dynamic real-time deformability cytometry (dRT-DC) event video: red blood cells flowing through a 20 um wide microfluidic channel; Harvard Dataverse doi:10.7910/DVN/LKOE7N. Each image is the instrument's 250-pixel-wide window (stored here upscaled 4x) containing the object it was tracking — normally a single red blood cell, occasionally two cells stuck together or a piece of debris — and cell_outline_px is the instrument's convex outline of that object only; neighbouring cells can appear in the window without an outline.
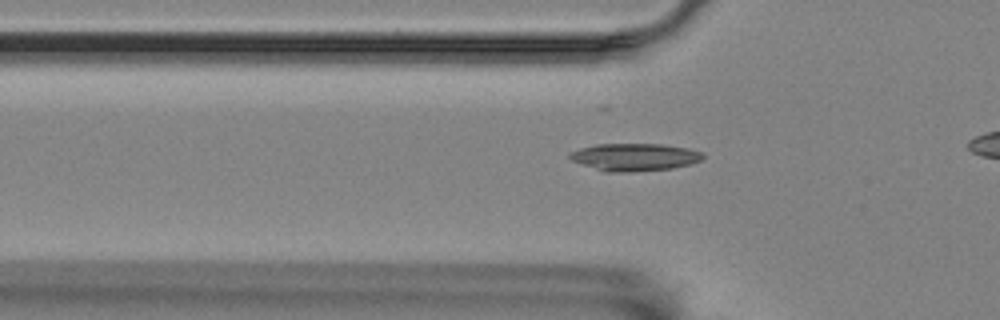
{"species": "Egyptian fruit bat (a non-hibernating species)", "species_latin": "Rousettus aegyptiacus", "temperature_condition": "room temperature", "stored_images_in_passage": 39, "camera_frame_rate_fps": 3000, "um_per_image_px": 0.085, "animal": {"sex": "female"}, "frame": {"image": 1, "passage_image": 11, "time_ms": 3.333, "image_size_px": [1000, 320], "cell_outline_px": [[704, 156], [700, 160], [692, 164], [672, 168], [632, 172], [604, 172], [572, 160], [568, 156], [572, 152], [580, 148], [596, 144], [664, 144], [688, 148], [704, 152]], "centroid_in_image_um": [53.98, 13.35], "position_along_channel_um": 71.8, "area_um2": 21.39}}
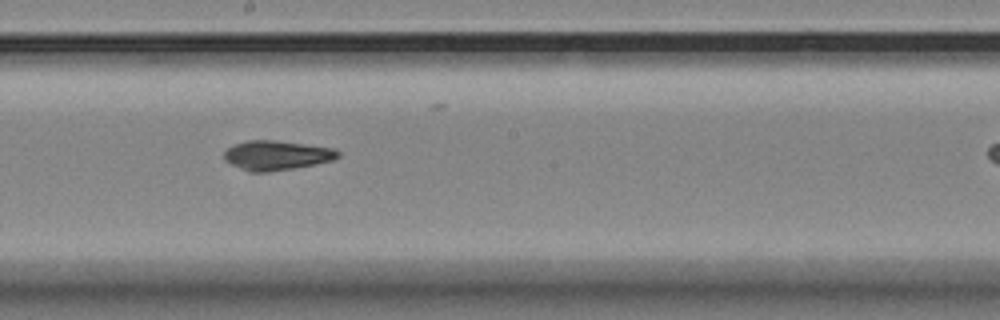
{"frame": {"image": 2, "passage_image": 24, "time_ms": 7.667, "image_size_px": [1000, 320], "cell_outline_px": [[340, 156], [332, 160], [316, 164], [268, 172], [248, 172], [224, 160], [224, 152], [228, 148], [236, 144], [248, 140], [276, 140], [336, 148], [340, 152]], "centroid_in_image_um": [23.54, 13.2], "position_along_channel_um": 224.7, "area_um2": 19.59}}
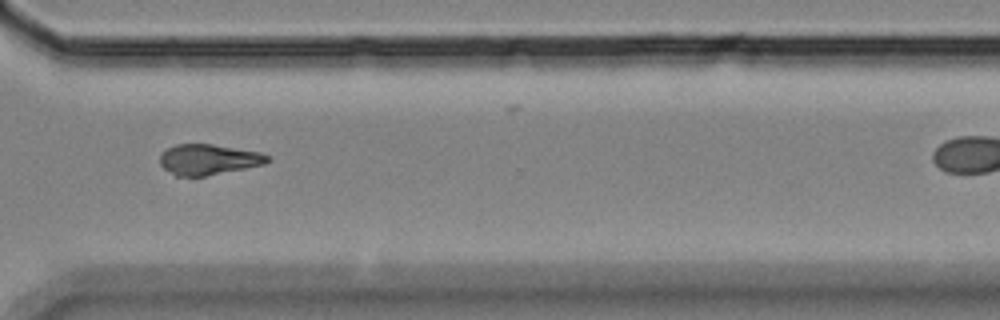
{"frame": {"image": 3, "passage_image": 35, "time_ms": 11.333, "image_size_px": [1000, 320], "cell_outline_px": [[272, 160], [264, 164], [204, 176], [176, 176], [164, 168], [160, 164], [160, 156], [168, 148], [176, 144], [212, 144], [260, 152], [268, 156]], "centroid_in_image_um": [17.72, 13.55], "position_along_channel_um": 352.9, "area_um2": 18.9}}